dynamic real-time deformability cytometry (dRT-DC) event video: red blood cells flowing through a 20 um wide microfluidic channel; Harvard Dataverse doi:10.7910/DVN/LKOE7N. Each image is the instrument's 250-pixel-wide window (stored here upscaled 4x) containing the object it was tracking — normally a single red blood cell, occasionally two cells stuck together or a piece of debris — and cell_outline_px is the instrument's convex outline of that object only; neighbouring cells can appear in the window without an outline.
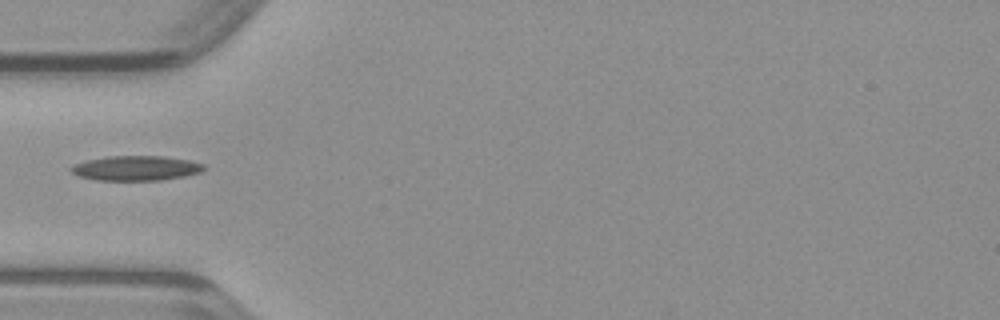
{"species": "common noctule bat (a hibernating species)", "species_latin": "Nyctalus noctula", "temperature_condition": "warm", "stored_images_in_passage": 33, "camera_frame_rate_fps": 3000, "um_per_image_px": 0.085, "animal": {"sex": "male", "body_mass_g": 23.1, "forearm_length_mm": 52.7}, "frame": {"image": 1, "passage_image": 1, "time_ms": 0.0, "image_size_px": [1000, 320], "cell_outline_px": [[204, 168], [200, 172], [184, 176], [160, 180], [96, 180], [80, 176], [72, 172], [68, 168], [72, 164], [88, 160], [108, 156], [164, 156], [188, 160], [204, 164]], "centroid_in_image_um": [11.53, 14.29], "position_along_channel_um": 73.5, "area_um2": 19.07}}
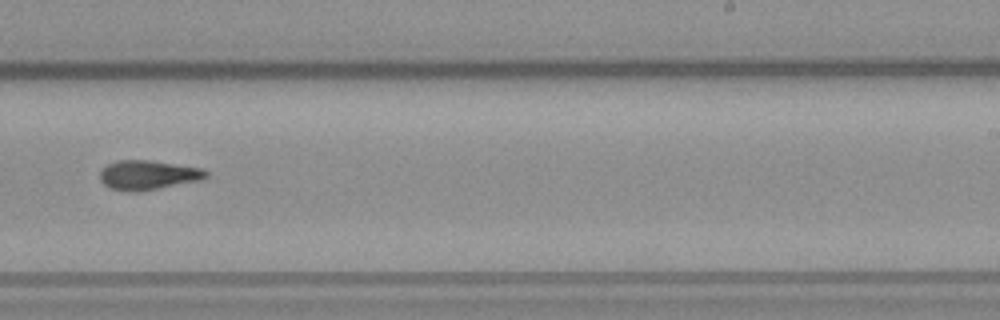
{"frame": {"image": 2, "passage_image": 15, "time_ms": 4.667, "image_size_px": [1000, 320], "cell_outline_px": [[208, 176], [204, 180], [136, 192], [124, 192], [108, 188], [100, 180], [100, 172], [108, 164], [116, 160], [148, 160], [204, 168], [208, 172]], "centroid_in_image_um": [12.6, 14.89], "position_along_channel_um": 276.4, "area_um2": 18.44}}
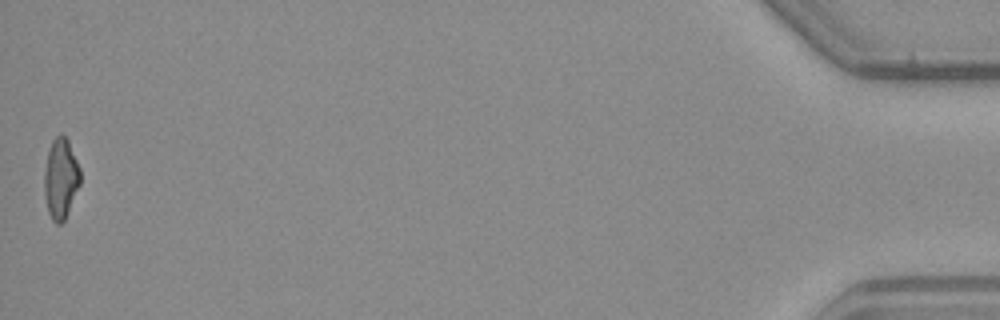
{"frame": {"image": 3, "passage_image": 33, "time_ms": 10.667, "image_size_px": [1000, 320], "cell_outline_px": [[80, 184], [64, 220], [60, 224], [56, 224], [52, 220], [48, 212], [44, 196], [44, 172], [48, 152], [52, 140], [60, 132], [68, 140], [80, 168]], "centroid_in_image_um": [5.15, 15.17], "position_along_channel_um": 430.0, "area_um2": 16.82}}